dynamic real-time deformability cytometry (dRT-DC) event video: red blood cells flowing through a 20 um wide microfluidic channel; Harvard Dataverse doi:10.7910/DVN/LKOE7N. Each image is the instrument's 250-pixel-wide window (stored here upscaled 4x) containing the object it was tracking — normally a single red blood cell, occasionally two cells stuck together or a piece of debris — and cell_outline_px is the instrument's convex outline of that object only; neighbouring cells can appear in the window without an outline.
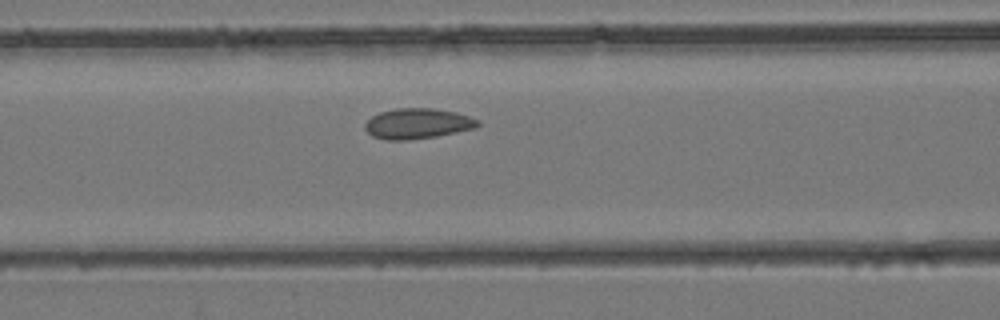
{"species": "common noctule bat (a hibernating species)", "species_latin": "Nyctalus noctula", "temperature_condition": "room temperature", "stored_images_in_passage": 30, "camera_frame_rate_fps": 3000, "um_per_image_px": 0.085, "animal": {"sex": "female", "body_mass_g": 24.6, "forearm_length_mm": 56.2}, "frame": {"image": 1, "passage_image": 11, "time_ms": 3.333, "image_size_px": [1000, 320], "cell_outline_px": [[480, 124], [476, 128], [436, 136], [408, 140], [384, 140], [372, 136], [364, 128], [364, 124], [372, 116], [380, 112], [396, 108], [432, 108], [456, 112], [480, 120]], "centroid_in_image_um": [35.48, 10.5], "position_along_channel_um": 131.1, "area_um2": 20.06}}
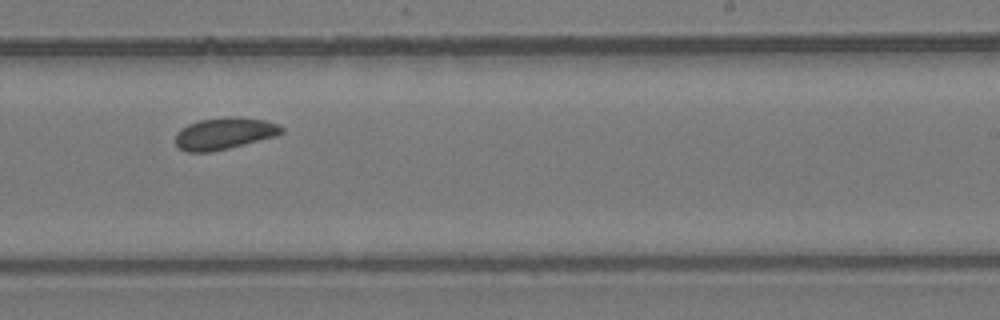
{"frame": {"image": 2, "passage_image": 19, "time_ms": 6.0, "image_size_px": [1000, 320], "cell_outline_px": [[284, 132], [276, 136], [212, 152], [184, 152], [176, 144], [176, 132], [180, 128], [188, 124], [200, 120], [264, 120], [276, 124], [284, 128]], "centroid_in_image_um": [19.01, 11.41], "position_along_channel_um": 270.0, "area_um2": 18.67}}
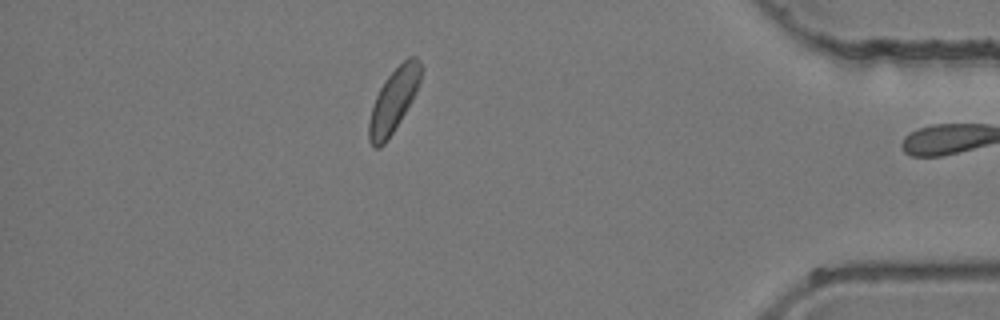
{"frame": {"image": 3, "passage_image": 29, "time_ms": 9.333, "image_size_px": [1000, 320], "cell_outline_px": [[424, 68], [416, 92], [412, 100], [388, 140], [380, 148], [372, 148], [368, 140], [368, 120], [376, 96], [384, 80], [408, 56], [416, 56], [420, 60]], "centroid_in_image_um": [33.46, 8.54], "position_along_channel_um": 401.7, "area_um2": 19.36}}